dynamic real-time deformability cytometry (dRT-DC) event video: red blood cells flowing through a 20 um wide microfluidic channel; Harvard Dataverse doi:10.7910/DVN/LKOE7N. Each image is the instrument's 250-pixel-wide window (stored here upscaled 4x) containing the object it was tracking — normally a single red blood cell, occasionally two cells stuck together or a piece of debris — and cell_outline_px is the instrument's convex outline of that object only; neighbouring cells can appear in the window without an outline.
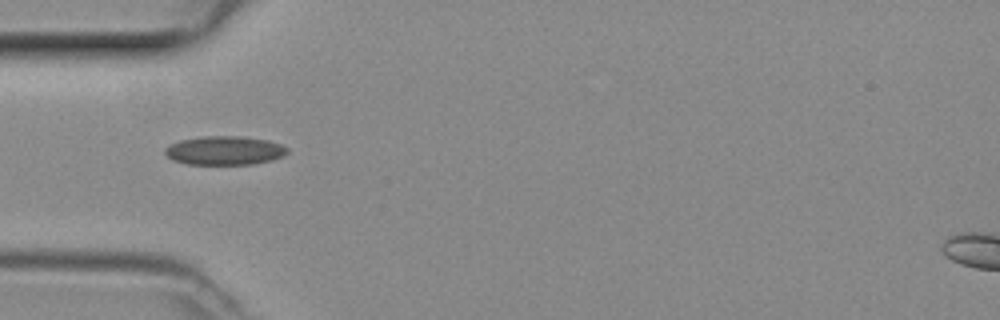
{"species": "common noctule bat (a hibernating species)", "species_latin": "Nyctalus noctula", "temperature_condition": "room temperature", "stored_images_in_passage": 18, "camera_frame_rate_fps": 3000, "um_per_image_px": 0.085, "animal": {"sex": "female", "body_mass_g": 29.2, "forearm_length_mm": 56.3}, "frame": {"image": 1, "passage_image": 1, "time_ms": 0.0, "image_size_px": [1000, 320], "cell_outline_px": [[288, 152], [284, 156], [272, 160], [252, 164], [188, 164], [172, 160], [164, 152], [164, 148], [180, 140], [204, 136], [240, 136], [268, 140], [280, 144], [288, 148]], "centroid_in_image_um": [19.1, 12.79], "position_along_channel_um": 65.9, "area_um2": 20.52}}
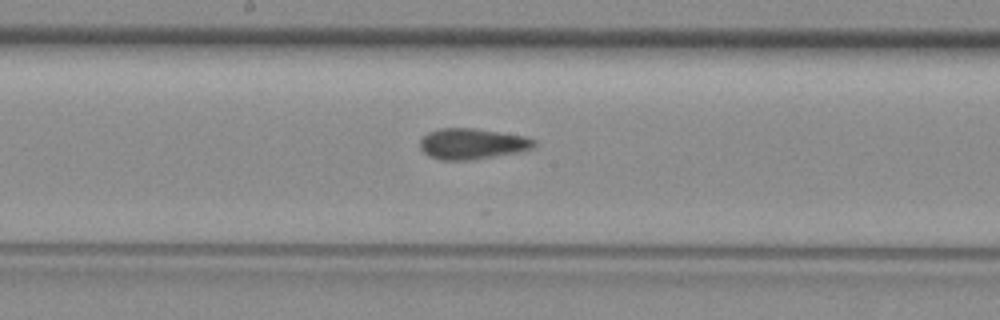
{"frame": {"image": 2, "passage_image": 11, "time_ms": 3.333, "image_size_px": [1000, 320], "cell_outline_px": [[536, 148], [520, 152], [472, 160], [440, 160], [428, 156], [420, 148], [420, 140], [428, 132], [440, 128], [476, 128], [528, 136], [536, 140]], "centroid_in_image_um": [40.19, 12.22], "position_along_channel_um": 208.0, "area_um2": 20.92}}
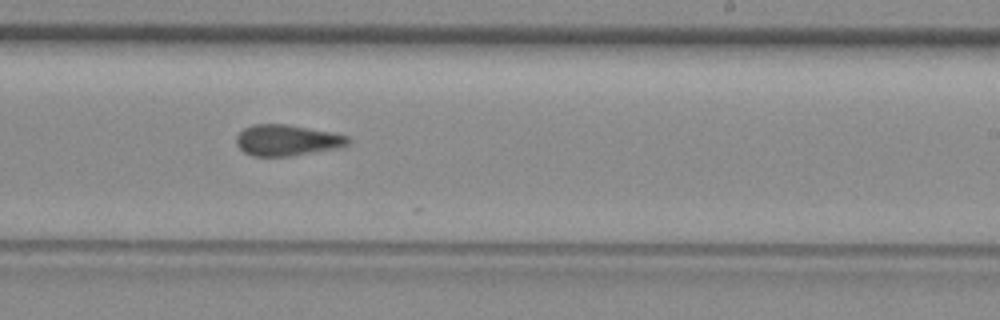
{"frame": {"image": 3, "passage_image": 15, "time_ms": 4.667, "image_size_px": [1000, 320], "cell_outline_px": [[352, 140], [344, 148], [288, 156], [252, 156], [244, 152], [236, 144], [236, 136], [244, 128], [252, 124], [288, 124], [332, 132], [348, 136]], "centroid_in_image_um": [24.44, 11.92], "position_along_channel_um": 264.6, "area_um2": 20.52}}